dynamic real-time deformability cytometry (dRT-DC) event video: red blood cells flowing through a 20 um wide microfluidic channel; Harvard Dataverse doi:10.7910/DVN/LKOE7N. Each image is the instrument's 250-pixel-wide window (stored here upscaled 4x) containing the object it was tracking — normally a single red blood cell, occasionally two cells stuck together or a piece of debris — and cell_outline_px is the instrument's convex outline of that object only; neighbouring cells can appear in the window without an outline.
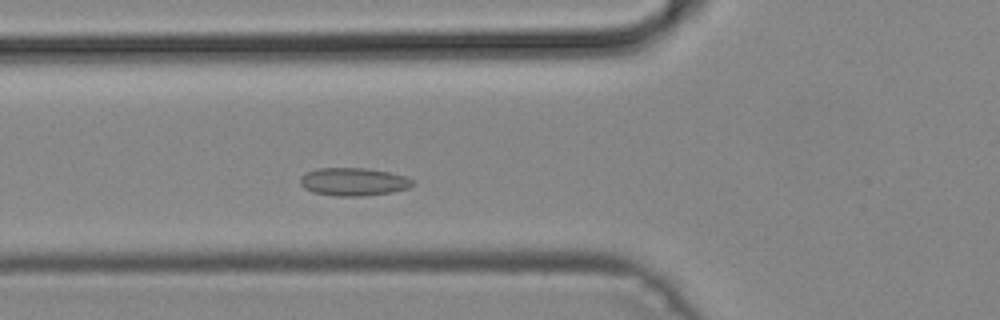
{"species": "common noctule bat (a hibernating species)", "species_latin": "Nyctalus noctula", "temperature_condition": "cold", "stored_images_in_passage": 40, "camera_frame_rate_fps": 3000, "um_per_image_px": 0.085, "animal": {"sex": "male", "body_mass_g": 19.2, "forearm_length_mm": 51.8}, "frame": {"image": 1, "passage_image": 10, "time_ms": 3.0, "image_size_px": [1000, 320], "cell_outline_px": [[412, 184], [408, 188], [392, 192], [364, 196], [336, 196], [312, 192], [304, 188], [300, 184], [300, 176], [308, 172], [320, 168], [368, 168], [388, 172], [404, 176], [412, 180]], "centroid_in_image_um": [30.01, 15.45], "position_along_channel_um": 95.8, "area_um2": 18.21}}
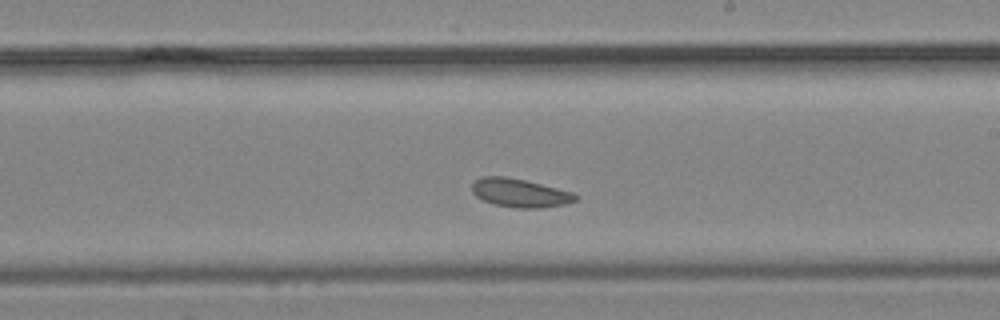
{"frame": {"image": 2, "passage_image": 21, "time_ms": 6.667, "image_size_px": [1000, 320], "cell_outline_px": [[580, 196], [576, 200], [564, 204], [544, 208], [516, 208], [492, 204], [476, 196], [472, 192], [472, 184], [480, 176], [504, 176], [524, 180], [572, 192]], "centroid_in_image_um": [44.18, 16.4], "position_along_channel_um": 244.8, "area_um2": 17.17}}
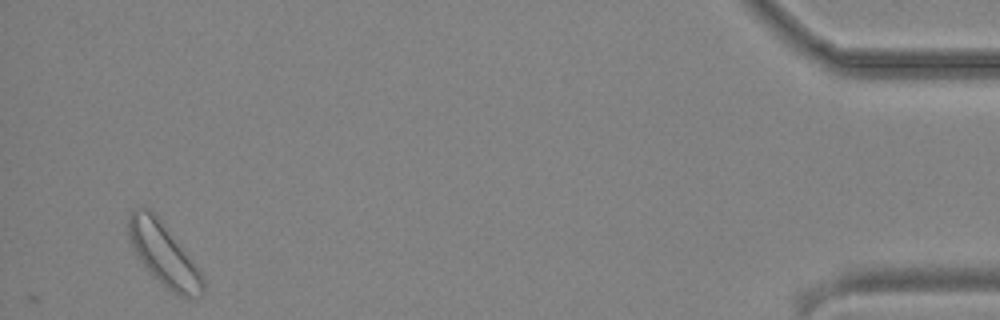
{"frame": {"image": 3, "passage_image": 40, "time_ms": 13.0, "image_size_px": [1000, 320], "cell_outline_px": [[204, 292], [200, 296], [176, 296], [140, 260], [128, 236], [128, 216], [132, 208], [148, 208], [156, 216], [196, 264], [204, 280]], "centroid_in_image_um": [13.92, 21.6], "position_along_channel_um": 421.3, "area_um2": 26.13}}